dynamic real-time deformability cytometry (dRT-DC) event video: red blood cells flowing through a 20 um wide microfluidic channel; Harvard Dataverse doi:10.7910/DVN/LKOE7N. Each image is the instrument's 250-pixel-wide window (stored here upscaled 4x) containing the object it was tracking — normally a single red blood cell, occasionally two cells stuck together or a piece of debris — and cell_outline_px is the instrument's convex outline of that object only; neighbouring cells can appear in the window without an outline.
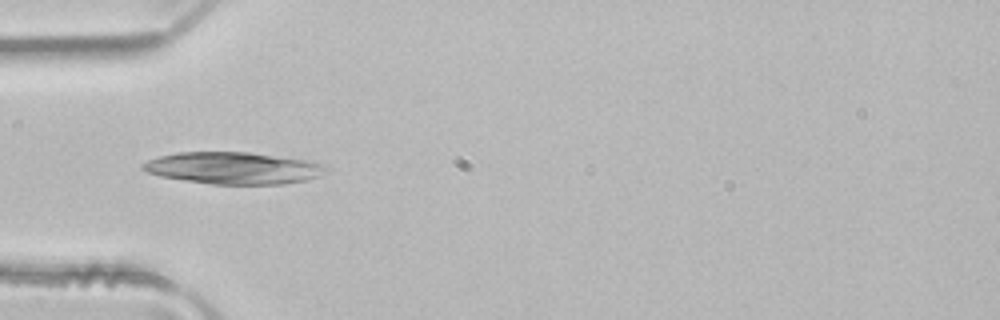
{"species": "common noctule bat (a hibernating species)", "species_latin": "Nyctalus noctula", "temperature_condition": "room temperature", "stored_images_in_passage": 5, "camera_frame_rate_fps": 3000, "um_per_image_px": 0.085, "animal": {"sex": "male", "body_mass_g": 21.5, "forearm_length_mm": 52.0}, "frame": {"image": 1, "passage_image": 5, "time_ms": 1.333, "image_size_px": [1000, 320], "cell_outline_px": [[332, 168], [328, 172], [304, 180], [284, 184], [212, 184], [160, 176], [148, 172], [140, 168], [140, 164], [148, 160], [160, 156], [180, 152], [248, 152], [312, 160], [328, 164]], "centroid_in_image_um": [19.92, 14.27], "position_along_channel_um": 65.1, "area_um2": 34.33}}